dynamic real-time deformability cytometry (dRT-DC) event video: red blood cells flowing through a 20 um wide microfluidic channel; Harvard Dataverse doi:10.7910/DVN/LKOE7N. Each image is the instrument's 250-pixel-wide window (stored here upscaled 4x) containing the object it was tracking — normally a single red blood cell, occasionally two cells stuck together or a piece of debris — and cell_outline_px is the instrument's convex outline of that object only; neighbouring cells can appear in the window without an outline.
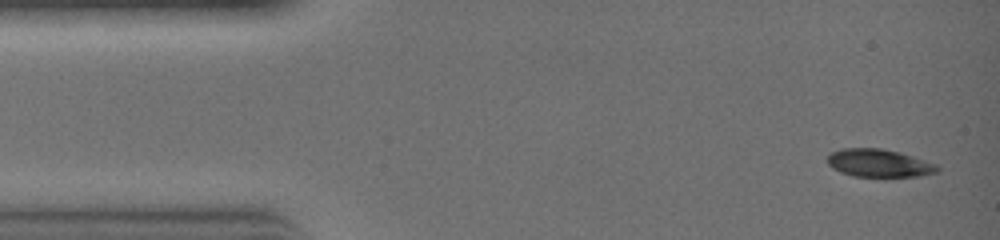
{"species": "common noctule bat (a hibernating species)", "species_latin": "Nyctalus noctula", "temperature_condition": "warm", "stored_images_in_passage": 30, "camera_frame_rate_fps": 3000, "um_per_image_px": 0.085, "animal": {"sex": "female", "body_mass_g": 19.0, "forearm_length_mm": 51.5}, "frame": {"image": 1, "passage_image": 1, "time_ms": 0.0, "image_size_px": [1000, 240], "cell_outline_px": [[940, 172], [920, 176], [852, 176], [840, 172], [832, 168], [828, 164], [828, 156], [832, 152], [840, 148], [880, 148], [900, 152], [936, 164], [940, 168]], "centroid_in_image_um": [74.72, 13.86], "position_along_channel_um": 10.3, "area_um2": 17.86}}
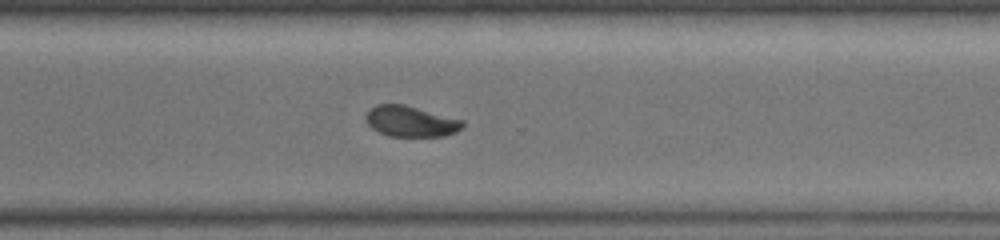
{"frame": {"image": 2, "passage_image": 21, "time_ms": 6.667, "image_size_px": [1000, 240], "cell_outline_px": [[464, 128], [456, 132], [444, 136], [388, 136], [372, 128], [368, 124], [368, 108], [376, 104], [404, 104], [464, 120]], "centroid_in_image_um": [34.96, 10.31], "position_along_channel_um": 335.6, "area_um2": 17.34}}
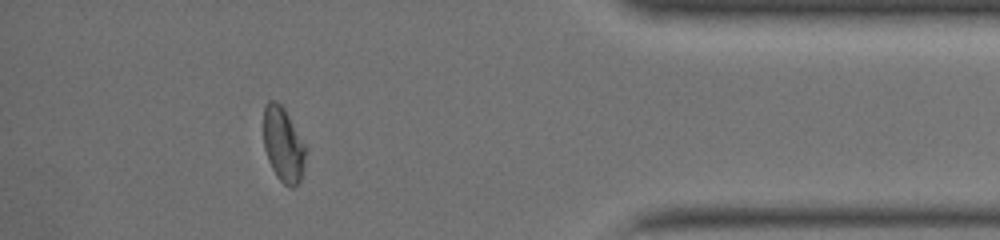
{"frame": {"image": 3, "passage_image": 26, "time_ms": 8.333, "image_size_px": [1000, 240], "cell_outline_px": [[308, 148], [300, 180], [292, 188], [284, 184], [276, 176], [268, 160], [264, 148], [264, 104], [268, 100], [276, 100], [284, 108]], "centroid_in_image_um": [24.08, 12.27], "position_along_channel_um": 411.1, "area_um2": 18.5}}